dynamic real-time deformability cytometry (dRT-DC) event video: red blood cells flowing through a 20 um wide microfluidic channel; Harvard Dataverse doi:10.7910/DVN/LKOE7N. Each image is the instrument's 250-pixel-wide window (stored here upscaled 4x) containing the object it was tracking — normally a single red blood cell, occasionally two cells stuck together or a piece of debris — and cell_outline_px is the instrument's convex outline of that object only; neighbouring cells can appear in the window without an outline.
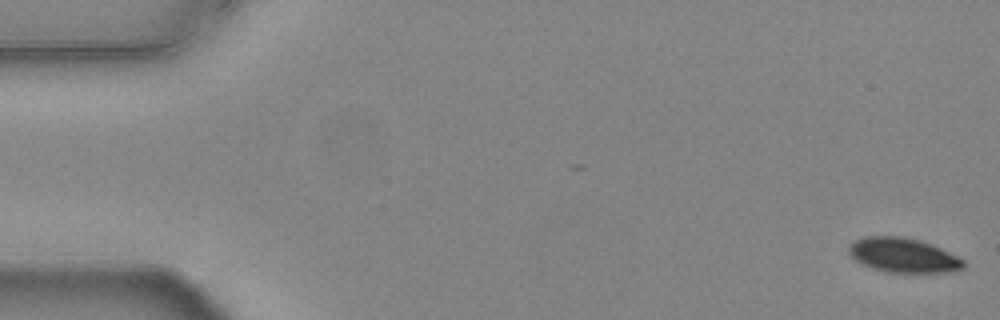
{"species": "common noctule bat (a hibernating species)", "species_latin": "Nyctalus noctula", "temperature_condition": "warm", "stored_images_in_passage": 18, "camera_frame_rate_fps": 3000, "um_per_image_px": 0.085, "animal": {"sex": "female", "body_mass_g": 24.6, "forearm_length_mm": 56.2}, "frame": {"image": 1, "passage_image": 1, "time_ms": 0.0, "image_size_px": [1000, 320], "cell_outline_px": [[964, 268], [952, 272], [888, 272], [872, 268], [860, 264], [848, 252], [848, 244], [864, 236], [900, 236], [920, 240], [932, 244], [960, 256], [964, 260]], "centroid_in_image_um": [76.79, 21.69], "position_along_channel_um": 8.2, "area_um2": 23.29}}
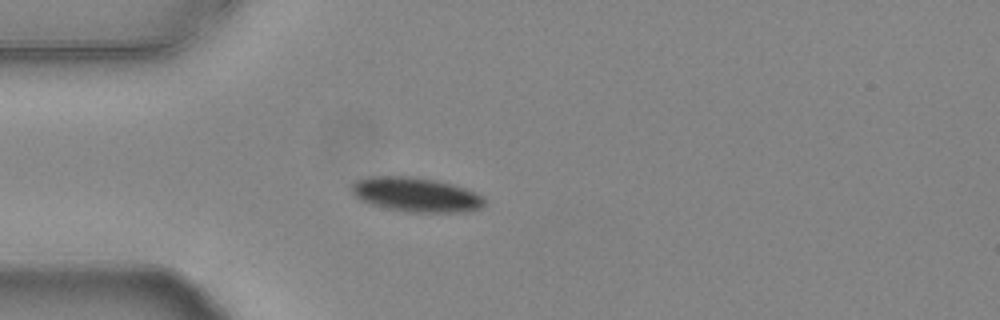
{"frame": {"image": 2, "passage_image": 15, "time_ms": 4.667, "image_size_px": [1000, 320], "cell_outline_px": [[484, 204], [480, 208], [464, 212], [408, 212], [368, 204], [352, 196], [352, 184], [356, 180], [372, 176], [408, 176], [436, 180], [452, 184], [476, 192], [484, 196]], "centroid_in_image_um": [35.34, 16.54], "position_along_channel_um": 49.7, "area_um2": 26.76}}